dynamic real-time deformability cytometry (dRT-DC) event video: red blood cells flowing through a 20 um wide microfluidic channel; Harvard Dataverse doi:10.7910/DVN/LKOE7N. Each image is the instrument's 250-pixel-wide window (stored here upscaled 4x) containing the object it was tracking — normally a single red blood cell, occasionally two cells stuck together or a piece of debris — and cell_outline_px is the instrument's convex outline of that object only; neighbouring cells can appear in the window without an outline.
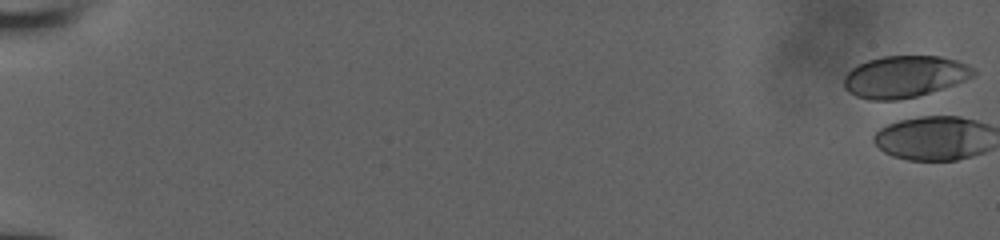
{"species": "human", "species_latin": "Homo sapiens", "temperature_condition": "room temperature", "stored_images_in_passage": 3, "camera_frame_rate_fps": 3000, "um_per_image_px": 0.085, "donor": {"sex": "male"}, "frame": {"image": 1, "passage_image": 1, "time_ms": 0.0, "image_size_px": [1000, 240], "cell_outline_px": [[976, 72], [972, 76], [964, 80], [916, 96], [896, 100], [868, 100], [856, 96], [848, 92], [844, 88], [844, 76], [852, 68], [868, 60], [880, 56], [940, 56], [956, 60], [968, 64], [976, 68]], "centroid_in_image_um": [76.85, 6.5], "position_along_channel_um": 8.1, "area_um2": 31.33}}